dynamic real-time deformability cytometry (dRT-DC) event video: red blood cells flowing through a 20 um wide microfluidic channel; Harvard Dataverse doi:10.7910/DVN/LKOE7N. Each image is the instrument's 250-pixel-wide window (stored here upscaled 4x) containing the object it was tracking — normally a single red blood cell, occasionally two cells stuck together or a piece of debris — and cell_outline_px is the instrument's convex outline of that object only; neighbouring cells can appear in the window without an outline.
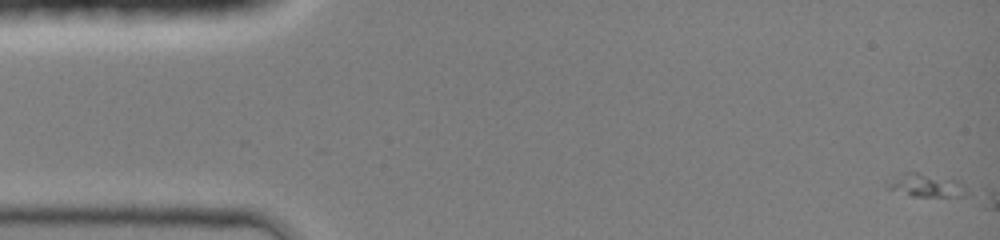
{"species": "common noctule bat (a hibernating species)", "species_latin": "Nyctalus noctula", "temperature_condition": "room temperature", "stored_images_in_passage": 2, "camera_frame_rate_fps": 3000, "um_per_image_px": 0.085, "animal": {"sex": "female", "body_mass_g": 19.0, "forearm_length_mm": 51.5}, "frame": {"image": 1, "passage_image": 1, "time_ms": 0.0, "image_size_px": [1000, 240], "cell_outline_px": [[972, 192], [964, 196], [912, 196], [888, 188], [888, 184], [900, 172], [916, 172], [956, 180]], "centroid_in_image_um": [78.78, 15.76], "position_along_channel_um": 6.2, "area_um2": 10.46}}